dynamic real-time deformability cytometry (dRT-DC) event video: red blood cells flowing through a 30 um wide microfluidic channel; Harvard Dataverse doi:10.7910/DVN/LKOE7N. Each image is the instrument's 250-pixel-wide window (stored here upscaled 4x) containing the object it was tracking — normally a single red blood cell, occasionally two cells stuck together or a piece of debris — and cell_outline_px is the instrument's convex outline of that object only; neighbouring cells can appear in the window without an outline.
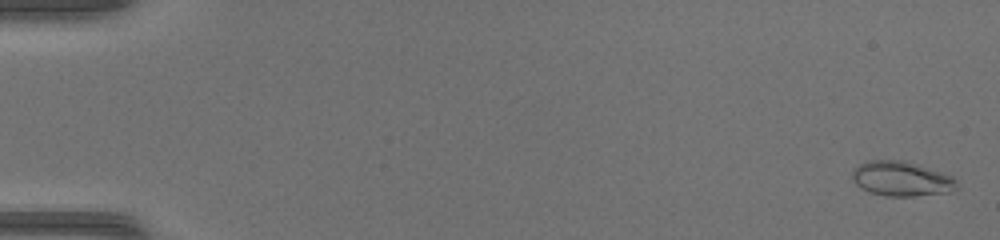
{"species": "common noctule bat (a hibernating species)", "species_latin": "Nyctalus noctula", "temperature_condition": "warm", "stored_images_in_passage": 49, "camera_frame_rate_fps": 3000, "um_per_image_px": 0.085, "animal": {"sex": "female", "body_mass_g": 17.0, "forearm_length_mm": 48.0}, "frame": {"image": 1, "passage_image": 2, "time_ms": 0.333, "image_size_px": [1000, 240], "cell_outline_px": [[956, 188], [948, 192], [912, 196], [888, 196], [872, 192], [856, 184], [852, 176], [852, 172], [860, 164], [868, 160], [904, 160], [952, 176], [956, 180]], "centroid_in_image_um": [76.62, 15.18], "position_along_channel_um": 8.4, "area_um2": 20.69}}
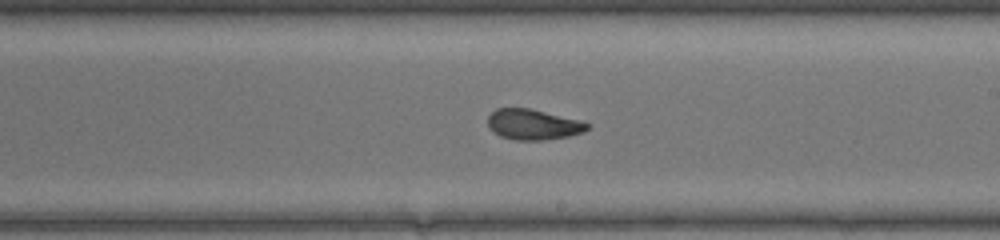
{"frame": {"image": 2, "passage_image": 30, "time_ms": 9.667, "image_size_px": [1000, 240], "cell_outline_px": [[588, 128], [584, 132], [568, 136], [540, 140], [516, 140], [500, 136], [488, 124], [488, 116], [496, 108], [528, 108], [576, 120], [588, 124]], "centroid_in_image_um": [45.28, 10.58], "position_along_channel_um": 243.7, "area_um2": 17.11}}
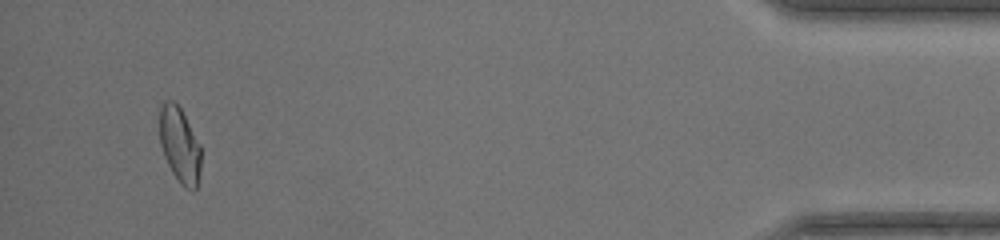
{"frame": {"image": 3, "passage_image": 47, "time_ms": 15.333, "image_size_px": [1000, 240], "cell_outline_px": [[200, 172], [196, 188], [192, 192], [180, 184], [172, 172], [164, 156], [160, 144], [160, 104], [168, 100], [172, 100], [180, 108], [200, 144]], "centroid_in_image_um": [15.27, 12.35], "position_along_channel_um": 419.9, "area_um2": 18.09}, "authors_computed_cell_mechanics": {"area_um2": 18.496, "velocity_mm_per_s": 4.3802, "shape_relaxation_time_tau1_ms": 5.5861, "shape_relaxation_time_tau2_ms": 1.2264, "deformation_change_tau1": 0.1814, "deformation_change_tau2": 0.0665}}